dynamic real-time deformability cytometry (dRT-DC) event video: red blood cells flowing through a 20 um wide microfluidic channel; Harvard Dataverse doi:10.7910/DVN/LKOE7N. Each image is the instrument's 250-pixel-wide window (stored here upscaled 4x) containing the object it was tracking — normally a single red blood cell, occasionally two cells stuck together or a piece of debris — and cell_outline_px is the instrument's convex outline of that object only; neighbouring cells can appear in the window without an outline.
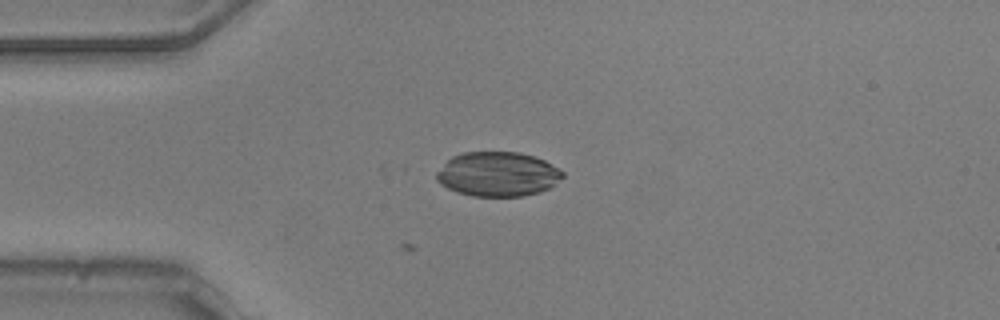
{"species": "common noctule bat (a hibernating species)", "species_latin": "Nyctalus noctula", "temperature_condition": "warm", "stored_images_in_passage": 40, "camera_frame_rate_fps": 3000, "um_per_image_px": 0.085, "animal": {"sex": "male", "body_mass_g": 20.5, "forearm_length_mm": 52.5}, "frame": {"image": 1, "passage_image": 1, "time_ms": 0.0, "image_size_px": [1000, 320], "cell_outline_px": [[564, 176], [548, 188], [540, 192], [520, 196], [472, 196], [456, 192], [440, 184], [436, 180], [436, 172], [452, 156], [464, 152], [520, 152], [536, 156], [560, 168], [564, 172]], "centroid_in_image_um": [42.31, 14.79], "position_along_channel_um": 42.7, "area_um2": 32.83}}
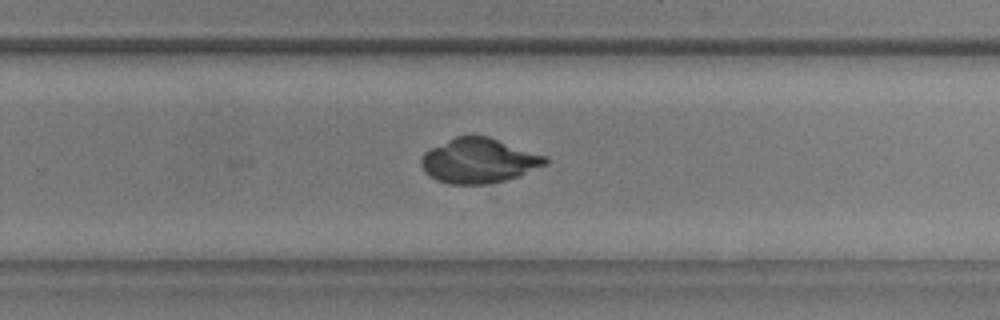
{"frame": {"image": 2, "passage_image": 22, "time_ms": 7.0, "image_size_px": [1000, 320], "cell_outline_px": [[548, 164], [516, 176], [504, 180], [488, 184], [448, 184], [436, 180], [428, 176], [424, 172], [420, 164], [420, 160], [424, 152], [456, 136], [488, 136], [548, 156]], "centroid_in_image_um": [40.69, 13.66], "position_along_channel_um": 289.1, "area_um2": 32.37}}
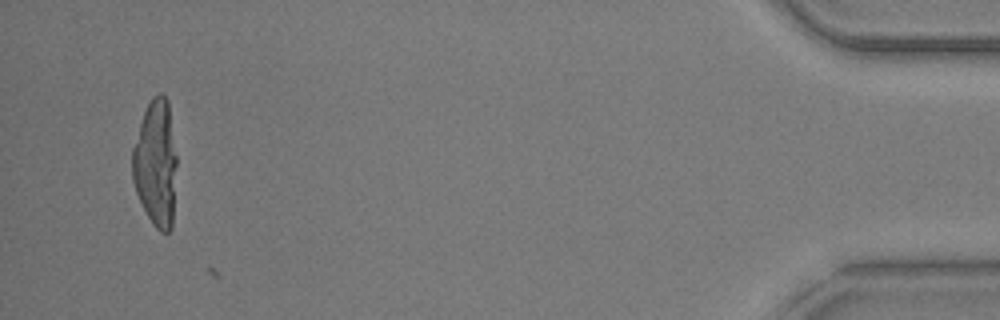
{"frame": {"image": 3, "passage_image": 39, "time_ms": 12.667, "image_size_px": [1000, 320], "cell_outline_px": [[176, 164], [172, 228], [168, 232], [160, 232], [156, 228], [148, 216], [136, 192], [132, 180], [132, 148], [144, 112], [152, 96], [160, 92], [168, 100], [176, 156]], "centroid_in_image_um": [13.23, 13.88], "position_along_channel_um": 422.0, "area_um2": 32.6}}